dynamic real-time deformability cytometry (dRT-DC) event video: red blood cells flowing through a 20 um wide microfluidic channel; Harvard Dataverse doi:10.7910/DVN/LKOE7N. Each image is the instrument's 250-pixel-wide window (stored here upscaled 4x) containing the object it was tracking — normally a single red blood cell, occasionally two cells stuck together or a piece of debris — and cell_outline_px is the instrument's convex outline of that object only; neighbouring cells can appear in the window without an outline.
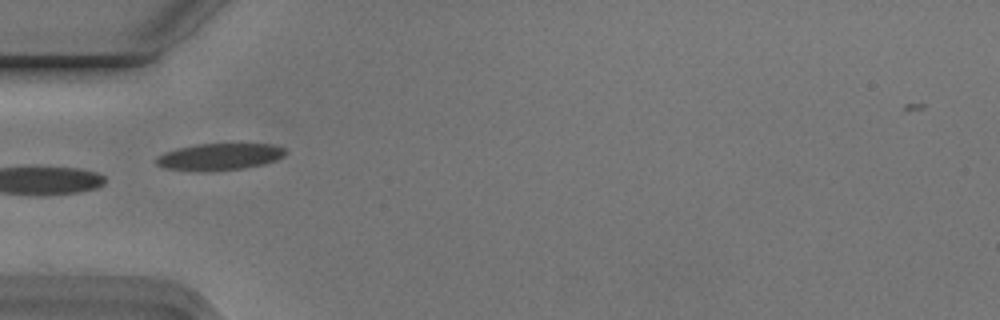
{"species": "Egyptian fruit bat (a non-hibernating species)", "species_latin": "Rousettus aegyptiacus", "temperature_condition": "cold", "stored_images_in_passage": 6, "camera_frame_rate_fps": 3000, "um_per_image_px": 0.085, "animal": {"sex": "male"}, "frame": {"image": 1, "passage_image": 5, "time_ms": 1.333, "image_size_px": [1000, 320], "cell_outline_px": [[284, 156], [276, 160], [264, 164], [244, 168], [204, 172], [196, 172], [164, 168], [156, 164], [156, 156], [164, 152], [176, 148], [196, 144], [272, 144], [284, 148]], "centroid_in_image_um": [18.59, 13.33], "position_along_channel_um": 66.4, "area_um2": 20.4}}